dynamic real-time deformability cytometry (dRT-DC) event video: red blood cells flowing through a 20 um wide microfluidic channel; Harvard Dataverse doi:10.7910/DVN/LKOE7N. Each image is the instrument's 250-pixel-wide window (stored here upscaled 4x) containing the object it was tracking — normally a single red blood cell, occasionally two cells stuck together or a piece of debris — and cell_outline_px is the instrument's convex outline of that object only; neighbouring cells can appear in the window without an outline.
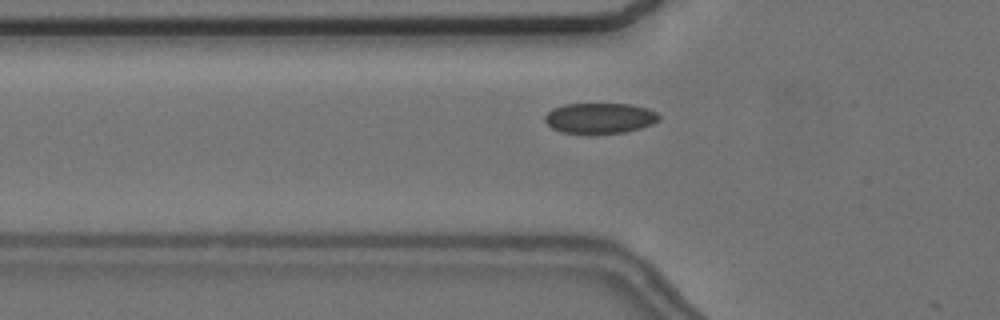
{"species": "common noctule bat (a hibernating species)", "species_latin": "Nyctalus noctula", "temperature_condition": "cold", "stored_images_in_passage": 10, "camera_frame_rate_fps": 3000, "um_per_image_px": 0.085, "animal": {"sex": "female", "body_mass_g": 24.6, "forearm_length_mm": 56.2}, "frame": {"image": 1, "passage_image": 9, "time_ms": 2.667, "image_size_px": [1000, 320], "cell_outline_px": [[660, 120], [652, 124], [640, 128], [624, 132], [588, 136], [560, 132], [552, 128], [544, 120], [544, 116], [552, 108], [564, 104], [632, 104], [648, 108], [656, 112], [660, 116]], "centroid_in_image_um": [50.96, 10.07], "position_along_channel_um": 74.8, "area_um2": 20.98}}